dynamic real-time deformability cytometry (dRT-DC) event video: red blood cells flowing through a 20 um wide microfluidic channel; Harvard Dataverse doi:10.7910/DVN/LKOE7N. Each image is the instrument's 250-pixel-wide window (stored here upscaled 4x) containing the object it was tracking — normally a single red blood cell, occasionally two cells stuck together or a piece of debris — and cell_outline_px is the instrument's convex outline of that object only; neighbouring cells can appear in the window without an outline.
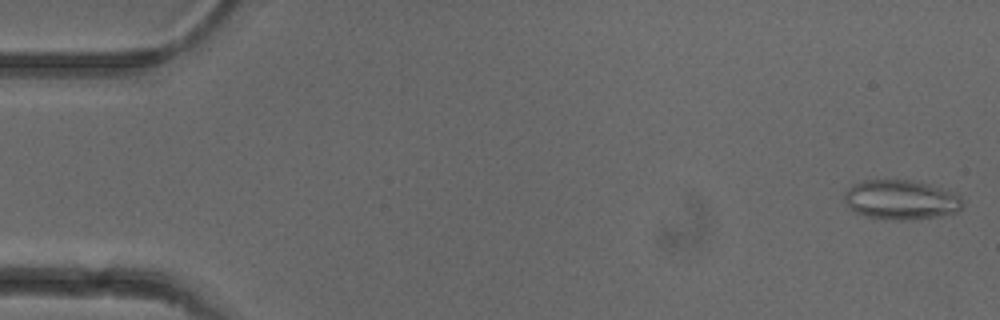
{"species": "common noctule bat (a hibernating species)", "species_latin": "Nyctalus noctula", "temperature_condition": "cold", "stored_images_in_passage": 14, "camera_frame_rate_fps": 3000, "um_per_image_px": 0.085, "animal": {"sex": "female"}, "frame": {"image": 1, "passage_image": 1, "time_ms": 0.0, "image_size_px": [1000, 320], "cell_outline_px": [[964, 208], [956, 212], [940, 216], [904, 220], [892, 220], [868, 216], [856, 212], [844, 200], [844, 192], [852, 184], [864, 180], [912, 180], [952, 192], [960, 196], [964, 200]], "centroid_in_image_um": [76.6, 16.98], "position_along_channel_um": 8.4, "area_um2": 27.11}}